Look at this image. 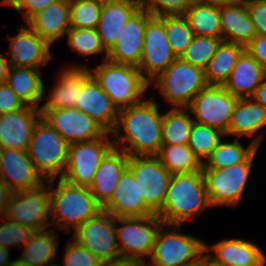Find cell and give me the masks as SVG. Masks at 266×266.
I'll list each match as a JSON object with an SVG mask.
<instances>
[{
  "mask_svg": "<svg viewBox=\"0 0 266 266\" xmlns=\"http://www.w3.org/2000/svg\"><path fill=\"white\" fill-rule=\"evenodd\" d=\"M159 111L153 97L119 110L111 132L114 147L128 156H156L162 146L163 113ZM122 131L124 135L120 134Z\"/></svg>",
  "mask_w": 266,
  "mask_h": 266,
  "instance_id": "obj_1",
  "label": "cell"
},
{
  "mask_svg": "<svg viewBox=\"0 0 266 266\" xmlns=\"http://www.w3.org/2000/svg\"><path fill=\"white\" fill-rule=\"evenodd\" d=\"M211 207L202 171L172 174L163 208L157 215L165 226H181Z\"/></svg>",
  "mask_w": 266,
  "mask_h": 266,
  "instance_id": "obj_2",
  "label": "cell"
},
{
  "mask_svg": "<svg viewBox=\"0 0 266 266\" xmlns=\"http://www.w3.org/2000/svg\"><path fill=\"white\" fill-rule=\"evenodd\" d=\"M55 180H49L50 220L57 229L74 231L102 211L88 187L76 186L59 178L54 188Z\"/></svg>",
  "mask_w": 266,
  "mask_h": 266,
  "instance_id": "obj_3",
  "label": "cell"
},
{
  "mask_svg": "<svg viewBox=\"0 0 266 266\" xmlns=\"http://www.w3.org/2000/svg\"><path fill=\"white\" fill-rule=\"evenodd\" d=\"M91 69V75L119 110L143 101V94L150 84L140 70L132 65L118 64L109 60Z\"/></svg>",
  "mask_w": 266,
  "mask_h": 266,
  "instance_id": "obj_4",
  "label": "cell"
},
{
  "mask_svg": "<svg viewBox=\"0 0 266 266\" xmlns=\"http://www.w3.org/2000/svg\"><path fill=\"white\" fill-rule=\"evenodd\" d=\"M67 141L42 118L34 127L27 153L36 171L47 181L62 178L67 163Z\"/></svg>",
  "mask_w": 266,
  "mask_h": 266,
  "instance_id": "obj_5",
  "label": "cell"
},
{
  "mask_svg": "<svg viewBox=\"0 0 266 266\" xmlns=\"http://www.w3.org/2000/svg\"><path fill=\"white\" fill-rule=\"evenodd\" d=\"M150 84L160 89V93L173 108H187L192 99L207 85L204 70L198 66L176 58Z\"/></svg>",
  "mask_w": 266,
  "mask_h": 266,
  "instance_id": "obj_6",
  "label": "cell"
},
{
  "mask_svg": "<svg viewBox=\"0 0 266 266\" xmlns=\"http://www.w3.org/2000/svg\"><path fill=\"white\" fill-rule=\"evenodd\" d=\"M158 230L154 248L146 266H193L205 251L204 241L195 236L178 233L181 226L171 225V231Z\"/></svg>",
  "mask_w": 266,
  "mask_h": 266,
  "instance_id": "obj_7",
  "label": "cell"
},
{
  "mask_svg": "<svg viewBox=\"0 0 266 266\" xmlns=\"http://www.w3.org/2000/svg\"><path fill=\"white\" fill-rule=\"evenodd\" d=\"M257 150L242 163L224 169H202L211 207L235 206L241 201Z\"/></svg>",
  "mask_w": 266,
  "mask_h": 266,
  "instance_id": "obj_8",
  "label": "cell"
},
{
  "mask_svg": "<svg viewBox=\"0 0 266 266\" xmlns=\"http://www.w3.org/2000/svg\"><path fill=\"white\" fill-rule=\"evenodd\" d=\"M116 222L122 226H118ZM163 221L157 215L147 217L115 218L116 237L121 254V261L143 262V256L148 259L152 254L158 230L163 226Z\"/></svg>",
  "mask_w": 266,
  "mask_h": 266,
  "instance_id": "obj_9",
  "label": "cell"
},
{
  "mask_svg": "<svg viewBox=\"0 0 266 266\" xmlns=\"http://www.w3.org/2000/svg\"><path fill=\"white\" fill-rule=\"evenodd\" d=\"M73 239L95 255L104 265L121 262L115 217L102 210L73 231Z\"/></svg>",
  "mask_w": 266,
  "mask_h": 266,
  "instance_id": "obj_10",
  "label": "cell"
},
{
  "mask_svg": "<svg viewBox=\"0 0 266 266\" xmlns=\"http://www.w3.org/2000/svg\"><path fill=\"white\" fill-rule=\"evenodd\" d=\"M107 132L103 137L68 145L67 163L62 176L66 182L90 187L102 159L114 147Z\"/></svg>",
  "mask_w": 266,
  "mask_h": 266,
  "instance_id": "obj_11",
  "label": "cell"
},
{
  "mask_svg": "<svg viewBox=\"0 0 266 266\" xmlns=\"http://www.w3.org/2000/svg\"><path fill=\"white\" fill-rule=\"evenodd\" d=\"M40 186L12 192L7 207L6 218L34 231L48 229L50 218L49 180Z\"/></svg>",
  "mask_w": 266,
  "mask_h": 266,
  "instance_id": "obj_12",
  "label": "cell"
},
{
  "mask_svg": "<svg viewBox=\"0 0 266 266\" xmlns=\"http://www.w3.org/2000/svg\"><path fill=\"white\" fill-rule=\"evenodd\" d=\"M237 99L224 86L206 85L187 108L195 116L194 122L218 129L228 136Z\"/></svg>",
  "mask_w": 266,
  "mask_h": 266,
  "instance_id": "obj_13",
  "label": "cell"
},
{
  "mask_svg": "<svg viewBox=\"0 0 266 266\" xmlns=\"http://www.w3.org/2000/svg\"><path fill=\"white\" fill-rule=\"evenodd\" d=\"M127 168L139 185L145 205L157 214L163 208L172 174L156 156H129Z\"/></svg>",
  "mask_w": 266,
  "mask_h": 266,
  "instance_id": "obj_14",
  "label": "cell"
},
{
  "mask_svg": "<svg viewBox=\"0 0 266 266\" xmlns=\"http://www.w3.org/2000/svg\"><path fill=\"white\" fill-rule=\"evenodd\" d=\"M176 58L166 35L164 16L152 17L146 25L142 55L137 68L150 84Z\"/></svg>",
  "mask_w": 266,
  "mask_h": 266,
  "instance_id": "obj_15",
  "label": "cell"
},
{
  "mask_svg": "<svg viewBox=\"0 0 266 266\" xmlns=\"http://www.w3.org/2000/svg\"><path fill=\"white\" fill-rule=\"evenodd\" d=\"M40 110L42 119L54 128L68 144L94 140L107 133L97 121L77 108Z\"/></svg>",
  "mask_w": 266,
  "mask_h": 266,
  "instance_id": "obj_16",
  "label": "cell"
},
{
  "mask_svg": "<svg viewBox=\"0 0 266 266\" xmlns=\"http://www.w3.org/2000/svg\"><path fill=\"white\" fill-rule=\"evenodd\" d=\"M42 118L41 110L24 108L0 115V147L27 151L34 127Z\"/></svg>",
  "mask_w": 266,
  "mask_h": 266,
  "instance_id": "obj_17",
  "label": "cell"
},
{
  "mask_svg": "<svg viewBox=\"0 0 266 266\" xmlns=\"http://www.w3.org/2000/svg\"><path fill=\"white\" fill-rule=\"evenodd\" d=\"M152 16L141 7L130 17L116 44L108 52L107 60L139 66L147 22Z\"/></svg>",
  "mask_w": 266,
  "mask_h": 266,
  "instance_id": "obj_18",
  "label": "cell"
},
{
  "mask_svg": "<svg viewBox=\"0 0 266 266\" xmlns=\"http://www.w3.org/2000/svg\"><path fill=\"white\" fill-rule=\"evenodd\" d=\"M0 180L12 192L33 189L45 182L27 151L17 149H2Z\"/></svg>",
  "mask_w": 266,
  "mask_h": 266,
  "instance_id": "obj_19",
  "label": "cell"
},
{
  "mask_svg": "<svg viewBox=\"0 0 266 266\" xmlns=\"http://www.w3.org/2000/svg\"><path fill=\"white\" fill-rule=\"evenodd\" d=\"M18 31V35L10 37L9 65L33 69L45 66L52 59L51 46L29 26H21Z\"/></svg>",
  "mask_w": 266,
  "mask_h": 266,
  "instance_id": "obj_20",
  "label": "cell"
},
{
  "mask_svg": "<svg viewBox=\"0 0 266 266\" xmlns=\"http://www.w3.org/2000/svg\"><path fill=\"white\" fill-rule=\"evenodd\" d=\"M75 108L93 118L107 132L115 129L118 109L92 75L82 84Z\"/></svg>",
  "mask_w": 266,
  "mask_h": 266,
  "instance_id": "obj_21",
  "label": "cell"
},
{
  "mask_svg": "<svg viewBox=\"0 0 266 266\" xmlns=\"http://www.w3.org/2000/svg\"><path fill=\"white\" fill-rule=\"evenodd\" d=\"M102 210L110 213L115 218L154 215L145 205L143 196H140L139 185L128 168L122 173L112 198Z\"/></svg>",
  "mask_w": 266,
  "mask_h": 266,
  "instance_id": "obj_22",
  "label": "cell"
},
{
  "mask_svg": "<svg viewBox=\"0 0 266 266\" xmlns=\"http://www.w3.org/2000/svg\"><path fill=\"white\" fill-rule=\"evenodd\" d=\"M140 7V0H103L96 31L107 52L116 44L128 20Z\"/></svg>",
  "mask_w": 266,
  "mask_h": 266,
  "instance_id": "obj_23",
  "label": "cell"
},
{
  "mask_svg": "<svg viewBox=\"0 0 266 266\" xmlns=\"http://www.w3.org/2000/svg\"><path fill=\"white\" fill-rule=\"evenodd\" d=\"M129 156L113 147L102 159L89 187L96 202L103 208L112 198L122 173L126 170Z\"/></svg>",
  "mask_w": 266,
  "mask_h": 266,
  "instance_id": "obj_24",
  "label": "cell"
},
{
  "mask_svg": "<svg viewBox=\"0 0 266 266\" xmlns=\"http://www.w3.org/2000/svg\"><path fill=\"white\" fill-rule=\"evenodd\" d=\"M81 67L71 65L60 72L56 85L50 90L49 98L44 95L43 99L47 102L41 109L75 108L82 84L91 75V68L86 64Z\"/></svg>",
  "mask_w": 266,
  "mask_h": 266,
  "instance_id": "obj_25",
  "label": "cell"
},
{
  "mask_svg": "<svg viewBox=\"0 0 266 266\" xmlns=\"http://www.w3.org/2000/svg\"><path fill=\"white\" fill-rule=\"evenodd\" d=\"M50 46L64 37L70 27V0H57L33 16L28 22Z\"/></svg>",
  "mask_w": 266,
  "mask_h": 266,
  "instance_id": "obj_26",
  "label": "cell"
},
{
  "mask_svg": "<svg viewBox=\"0 0 266 266\" xmlns=\"http://www.w3.org/2000/svg\"><path fill=\"white\" fill-rule=\"evenodd\" d=\"M266 126V109L252 98L237 99L228 128V135L252 136L257 134L252 142L259 147L264 134L260 129Z\"/></svg>",
  "mask_w": 266,
  "mask_h": 266,
  "instance_id": "obj_27",
  "label": "cell"
},
{
  "mask_svg": "<svg viewBox=\"0 0 266 266\" xmlns=\"http://www.w3.org/2000/svg\"><path fill=\"white\" fill-rule=\"evenodd\" d=\"M265 78L266 70L245 50L231 71L224 87L238 99L251 98Z\"/></svg>",
  "mask_w": 266,
  "mask_h": 266,
  "instance_id": "obj_28",
  "label": "cell"
},
{
  "mask_svg": "<svg viewBox=\"0 0 266 266\" xmlns=\"http://www.w3.org/2000/svg\"><path fill=\"white\" fill-rule=\"evenodd\" d=\"M222 41L247 46L257 35L246 4L238 1L234 5L220 8Z\"/></svg>",
  "mask_w": 266,
  "mask_h": 266,
  "instance_id": "obj_29",
  "label": "cell"
},
{
  "mask_svg": "<svg viewBox=\"0 0 266 266\" xmlns=\"http://www.w3.org/2000/svg\"><path fill=\"white\" fill-rule=\"evenodd\" d=\"M205 250L216 253L213 258L223 266H256L266 256L259 246L244 239H226L213 247L205 244Z\"/></svg>",
  "mask_w": 266,
  "mask_h": 266,
  "instance_id": "obj_30",
  "label": "cell"
},
{
  "mask_svg": "<svg viewBox=\"0 0 266 266\" xmlns=\"http://www.w3.org/2000/svg\"><path fill=\"white\" fill-rule=\"evenodd\" d=\"M40 73V69L10 66L5 82L25 105L41 109L46 88Z\"/></svg>",
  "mask_w": 266,
  "mask_h": 266,
  "instance_id": "obj_31",
  "label": "cell"
},
{
  "mask_svg": "<svg viewBox=\"0 0 266 266\" xmlns=\"http://www.w3.org/2000/svg\"><path fill=\"white\" fill-rule=\"evenodd\" d=\"M58 236L51 229L35 231L24 245L21 256L16 259L27 266H51L58 248Z\"/></svg>",
  "mask_w": 266,
  "mask_h": 266,
  "instance_id": "obj_32",
  "label": "cell"
},
{
  "mask_svg": "<svg viewBox=\"0 0 266 266\" xmlns=\"http://www.w3.org/2000/svg\"><path fill=\"white\" fill-rule=\"evenodd\" d=\"M245 50L246 47L243 45L221 41L204 69L206 84L224 86L239 57Z\"/></svg>",
  "mask_w": 266,
  "mask_h": 266,
  "instance_id": "obj_33",
  "label": "cell"
},
{
  "mask_svg": "<svg viewBox=\"0 0 266 266\" xmlns=\"http://www.w3.org/2000/svg\"><path fill=\"white\" fill-rule=\"evenodd\" d=\"M184 16L194 35L222 39L220 8L195 1Z\"/></svg>",
  "mask_w": 266,
  "mask_h": 266,
  "instance_id": "obj_34",
  "label": "cell"
},
{
  "mask_svg": "<svg viewBox=\"0 0 266 266\" xmlns=\"http://www.w3.org/2000/svg\"><path fill=\"white\" fill-rule=\"evenodd\" d=\"M156 157L171 174L202 171V163L188 145H162Z\"/></svg>",
  "mask_w": 266,
  "mask_h": 266,
  "instance_id": "obj_35",
  "label": "cell"
},
{
  "mask_svg": "<svg viewBox=\"0 0 266 266\" xmlns=\"http://www.w3.org/2000/svg\"><path fill=\"white\" fill-rule=\"evenodd\" d=\"M188 108H171L163 113L162 145H188L193 117L187 113Z\"/></svg>",
  "mask_w": 266,
  "mask_h": 266,
  "instance_id": "obj_36",
  "label": "cell"
},
{
  "mask_svg": "<svg viewBox=\"0 0 266 266\" xmlns=\"http://www.w3.org/2000/svg\"><path fill=\"white\" fill-rule=\"evenodd\" d=\"M258 147L251 141L247 148L240 144L239 138L231 143L219 142L213 149L207 160L204 161L202 169H224L238 163L244 162Z\"/></svg>",
  "mask_w": 266,
  "mask_h": 266,
  "instance_id": "obj_37",
  "label": "cell"
},
{
  "mask_svg": "<svg viewBox=\"0 0 266 266\" xmlns=\"http://www.w3.org/2000/svg\"><path fill=\"white\" fill-rule=\"evenodd\" d=\"M225 135L220 130L193 121L188 146L203 164Z\"/></svg>",
  "mask_w": 266,
  "mask_h": 266,
  "instance_id": "obj_38",
  "label": "cell"
},
{
  "mask_svg": "<svg viewBox=\"0 0 266 266\" xmlns=\"http://www.w3.org/2000/svg\"><path fill=\"white\" fill-rule=\"evenodd\" d=\"M103 0H70V27L96 29Z\"/></svg>",
  "mask_w": 266,
  "mask_h": 266,
  "instance_id": "obj_39",
  "label": "cell"
},
{
  "mask_svg": "<svg viewBox=\"0 0 266 266\" xmlns=\"http://www.w3.org/2000/svg\"><path fill=\"white\" fill-rule=\"evenodd\" d=\"M164 28L172 51L179 58L190 45L193 31L184 15L164 16Z\"/></svg>",
  "mask_w": 266,
  "mask_h": 266,
  "instance_id": "obj_40",
  "label": "cell"
},
{
  "mask_svg": "<svg viewBox=\"0 0 266 266\" xmlns=\"http://www.w3.org/2000/svg\"><path fill=\"white\" fill-rule=\"evenodd\" d=\"M67 35V36H66ZM69 47L79 55L90 56L105 51L104 60H107L108 52L102 45L101 39L96 29H76L70 28L65 34Z\"/></svg>",
  "mask_w": 266,
  "mask_h": 266,
  "instance_id": "obj_41",
  "label": "cell"
},
{
  "mask_svg": "<svg viewBox=\"0 0 266 266\" xmlns=\"http://www.w3.org/2000/svg\"><path fill=\"white\" fill-rule=\"evenodd\" d=\"M221 38H212L205 36L194 35L190 45L180 58L191 65L198 66L203 70L208 65L218 45L221 43Z\"/></svg>",
  "mask_w": 266,
  "mask_h": 266,
  "instance_id": "obj_42",
  "label": "cell"
},
{
  "mask_svg": "<svg viewBox=\"0 0 266 266\" xmlns=\"http://www.w3.org/2000/svg\"><path fill=\"white\" fill-rule=\"evenodd\" d=\"M195 0H140L141 8L152 17L184 15Z\"/></svg>",
  "mask_w": 266,
  "mask_h": 266,
  "instance_id": "obj_43",
  "label": "cell"
},
{
  "mask_svg": "<svg viewBox=\"0 0 266 266\" xmlns=\"http://www.w3.org/2000/svg\"><path fill=\"white\" fill-rule=\"evenodd\" d=\"M2 219L5 222L0 225V247L9 249L14 245H25L35 232L32 228L12 222L6 217Z\"/></svg>",
  "mask_w": 266,
  "mask_h": 266,
  "instance_id": "obj_44",
  "label": "cell"
},
{
  "mask_svg": "<svg viewBox=\"0 0 266 266\" xmlns=\"http://www.w3.org/2000/svg\"><path fill=\"white\" fill-rule=\"evenodd\" d=\"M65 250L64 266H105L95 255L73 238Z\"/></svg>",
  "mask_w": 266,
  "mask_h": 266,
  "instance_id": "obj_45",
  "label": "cell"
},
{
  "mask_svg": "<svg viewBox=\"0 0 266 266\" xmlns=\"http://www.w3.org/2000/svg\"><path fill=\"white\" fill-rule=\"evenodd\" d=\"M257 36H266V0L245 2Z\"/></svg>",
  "mask_w": 266,
  "mask_h": 266,
  "instance_id": "obj_46",
  "label": "cell"
},
{
  "mask_svg": "<svg viewBox=\"0 0 266 266\" xmlns=\"http://www.w3.org/2000/svg\"><path fill=\"white\" fill-rule=\"evenodd\" d=\"M26 105L5 83H0V115L24 108Z\"/></svg>",
  "mask_w": 266,
  "mask_h": 266,
  "instance_id": "obj_47",
  "label": "cell"
},
{
  "mask_svg": "<svg viewBox=\"0 0 266 266\" xmlns=\"http://www.w3.org/2000/svg\"><path fill=\"white\" fill-rule=\"evenodd\" d=\"M56 1L57 0H17L12 7L17 12H22L25 21L28 22L33 16Z\"/></svg>",
  "mask_w": 266,
  "mask_h": 266,
  "instance_id": "obj_48",
  "label": "cell"
},
{
  "mask_svg": "<svg viewBox=\"0 0 266 266\" xmlns=\"http://www.w3.org/2000/svg\"><path fill=\"white\" fill-rule=\"evenodd\" d=\"M246 50L266 70V36H256Z\"/></svg>",
  "mask_w": 266,
  "mask_h": 266,
  "instance_id": "obj_49",
  "label": "cell"
},
{
  "mask_svg": "<svg viewBox=\"0 0 266 266\" xmlns=\"http://www.w3.org/2000/svg\"><path fill=\"white\" fill-rule=\"evenodd\" d=\"M12 191L0 180V220L6 216Z\"/></svg>",
  "mask_w": 266,
  "mask_h": 266,
  "instance_id": "obj_50",
  "label": "cell"
},
{
  "mask_svg": "<svg viewBox=\"0 0 266 266\" xmlns=\"http://www.w3.org/2000/svg\"><path fill=\"white\" fill-rule=\"evenodd\" d=\"M251 98L266 109V78L259 84Z\"/></svg>",
  "mask_w": 266,
  "mask_h": 266,
  "instance_id": "obj_51",
  "label": "cell"
},
{
  "mask_svg": "<svg viewBox=\"0 0 266 266\" xmlns=\"http://www.w3.org/2000/svg\"><path fill=\"white\" fill-rule=\"evenodd\" d=\"M193 266H223L221 263L217 262L211 255L210 252L206 250L200 255L197 262Z\"/></svg>",
  "mask_w": 266,
  "mask_h": 266,
  "instance_id": "obj_52",
  "label": "cell"
},
{
  "mask_svg": "<svg viewBox=\"0 0 266 266\" xmlns=\"http://www.w3.org/2000/svg\"><path fill=\"white\" fill-rule=\"evenodd\" d=\"M0 53V83H5L10 68L8 58Z\"/></svg>",
  "mask_w": 266,
  "mask_h": 266,
  "instance_id": "obj_53",
  "label": "cell"
},
{
  "mask_svg": "<svg viewBox=\"0 0 266 266\" xmlns=\"http://www.w3.org/2000/svg\"><path fill=\"white\" fill-rule=\"evenodd\" d=\"M196 2L209 4L214 7L222 8L236 4L239 0H195Z\"/></svg>",
  "mask_w": 266,
  "mask_h": 266,
  "instance_id": "obj_54",
  "label": "cell"
},
{
  "mask_svg": "<svg viewBox=\"0 0 266 266\" xmlns=\"http://www.w3.org/2000/svg\"><path fill=\"white\" fill-rule=\"evenodd\" d=\"M9 250L7 248L0 247V266H12L14 260L9 258Z\"/></svg>",
  "mask_w": 266,
  "mask_h": 266,
  "instance_id": "obj_55",
  "label": "cell"
},
{
  "mask_svg": "<svg viewBox=\"0 0 266 266\" xmlns=\"http://www.w3.org/2000/svg\"><path fill=\"white\" fill-rule=\"evenodd\" d=\"M105 266H146L143 262L136 261H121L118 263L107 264Z\"/></svg>",
  "mask_w": 266,
  "mask_h": 266,
  "instance_id": "obj_56",
  "label": "cell"
},
{
  "mask_svg": "<svg viewBox=\"0 0 266 266\" xmlns=\"http://www.w3.org/2000/svg\"><path fill=\"white\" fill-rule=\"evenodd\" d=\"M17 0H5V5L12 6Z\"/></svg>",
  "mask_w": 266,
  "mask_h": 266,
  "instance_id": "obj_57",
  "label": "cell"
},
{
  "mask_svg": "<svg viewBox=\"0 0 266 266\" xmlns=\"http://www.w3.org/2000/svg\"><path fill=\"white\" fill-rule=\"evenodd\" d=\"M12 266H27V265L21 264L17 260H14V263L12 264Z\"/></svg>",
  "mask_w": 266,
  "mask_h": 266,
  "instance_id": "obj_58",
  "label": "cell"
},
{
  "mask_svg": "<svg viewBox=\"0 0 266 266\" xmlns=\"http://www.w3.org/2000/svg\"><path fill=\"white\" fill-rule=\"evenodd\" d=\"M265 263H266V257L260 263H258L256 266H265Z\"/></svg>",
  "mask_w": 266,
  "mask_h": 266,
  "instance_id": "obj_59",
  "label": "cell"
},
{
  "mask_svg": "<svg viewBox=\"0 0 266 266\" xmlns=\"http://www.w3.org/2000/svg\"><path fill=\"white\" fill-rule=\"evenodd\" d=\"M1 153H2V148L0 147V167H1Z\"/></svg>",
  "mask_w": 266,
  "mask_h": 266,
  "instance_id": "obj_60",
  "label": "cell"
},
{
  "mask_svg": "<svg viewBox=\"0 0 266 266\" xmlns=\"http://www.w3.org/2000/svg\"><path fill=\"white\" fill-rule=\"evenodd\" d=\"M239 1L247 2V1H253V0H239Z\"/></svg>",
  "mask_w": 266,
  "mask_h": 266,
  "instance_id": "obj_61",
  "label": "cell"
},
{
  "mask_svg": "<svg viewBox=\"0 0 266 266\" xmlns=\"http://www.w3.org/2000/svg\"><path fill=\"white\" fill-rule=\"evenodd\" d=\"M51 266H60L58 263H56V264H53V265H51Z\"/></svg>",
  "mask_w": 266,
  "mask_h": 266,
  "instance_id": "obj_62",
  "label": "cell"
}]
</instances>
